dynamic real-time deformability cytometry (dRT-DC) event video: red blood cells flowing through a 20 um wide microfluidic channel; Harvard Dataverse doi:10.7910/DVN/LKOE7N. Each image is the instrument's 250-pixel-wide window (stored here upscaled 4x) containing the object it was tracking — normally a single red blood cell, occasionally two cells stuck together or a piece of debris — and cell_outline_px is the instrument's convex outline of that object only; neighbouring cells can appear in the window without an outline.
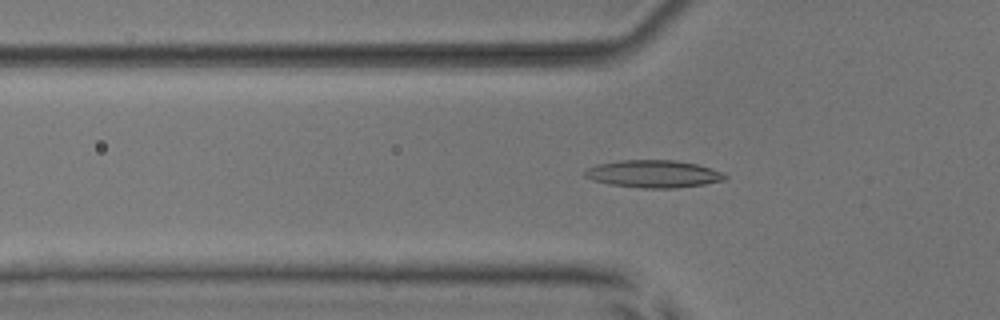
{"species": "common noctule bat (a hibernating species)", "species_latin": "Nyctalus noctula", "temperature_condition": "room temperature", "stored_images_in_passage": 56, "camera_frame_rate_fps": 3000, "um_per_image_px": 0.085, "animal": {"sex": "male", "body_mass_g": 17.9, "forearm_length_mm": 54.2}, "frame": {"image": 1, "passage_image": 19, "time_ms": 6.0, "image_size_px": [1000, 320], "cell_outline_px": [[728, 176], [724, 180], [704, 184], [672, 188], [640, 188], [612, 184], [592, 180], [584, 176], [584, 172], [588, 168], [596, 164], [620, 160], [672, 160], [696, 164], [712, 168]], "centroid_in_image_um": [55.52, 14.77], "position_along_channel_um": 70.3, "area_um2": 22.25}}
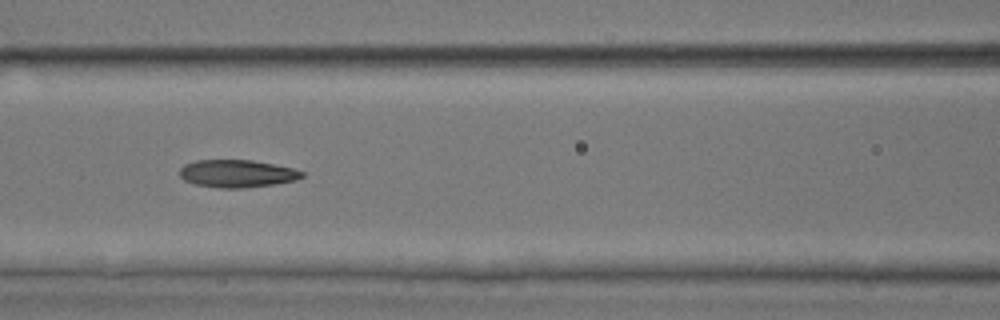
{"frame": {"image": 2, "passage_image": 25, "time_ms": 8.0, "image_size_px": [1000, 320], "cell_outline_px": [[304, 176], [296, 180], [276, 184], [244, 188], [220, 188], [192, 184], [184, 180], [180, 176], [180, 168], [184, 164], [196, 160], [252, 160], [292, 168], [304, 172]], "centroid_in_image_um": [20.13, 14.76], "position_along_channel_um": 146.5, "area_um2": 19.77}}
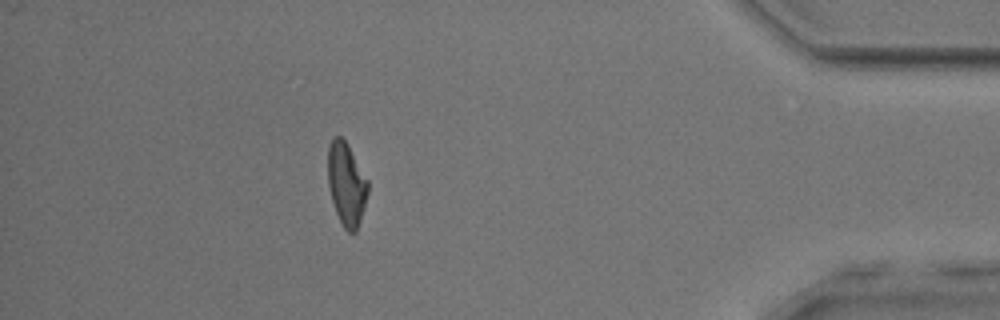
{"frame": {"image": 3, "passage_image": 49, "time_ms": 16.0, "image_size_px": [1000, 320], "cell_outline_px": [[368, 192], [356, 232], [348, 232], [344, 228], [336, 212], [332, 200], [328, 184], [328, 148], [332, 136], [340, 136], [348, 144], [368, 180]], "centroid_in_image_um": [29.44, 15.61], "position_along_channel_um": 405.8, "area_um2": 19.19}, "authors_computed_cell_mechanics": {"area_um2": 19.7965, "velocity_mm_per_s": 3.8168, "shape_relaxation_time_tau1_ms": 7.3896, "shape_relaxation_time_tau2_ms": 2.9776, "deformation_change_tau1": 0.1942, "deformation_change_tau2": 0.1176}}